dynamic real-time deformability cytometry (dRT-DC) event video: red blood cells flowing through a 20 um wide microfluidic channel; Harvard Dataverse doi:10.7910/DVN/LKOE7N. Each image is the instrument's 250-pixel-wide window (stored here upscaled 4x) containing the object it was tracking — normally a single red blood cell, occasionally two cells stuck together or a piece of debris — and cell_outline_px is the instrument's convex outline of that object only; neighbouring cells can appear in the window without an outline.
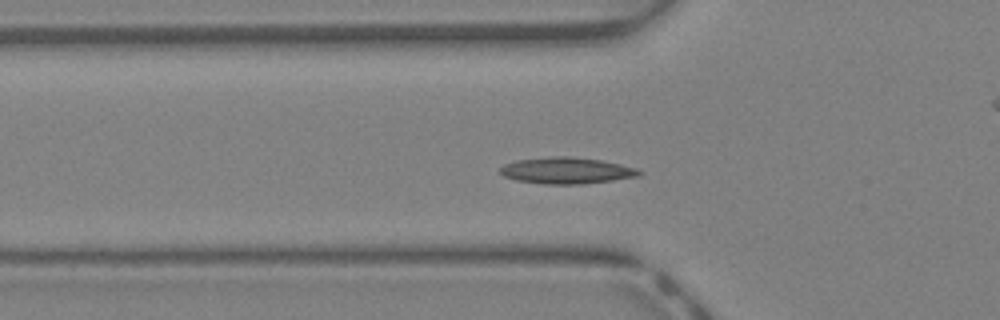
{"species": "Egyptian fruit bat (a non-hibernating species)", "species_latin": "Rousettus aegyptiacus", "temperature_condition": "warm", "stored_images_in_passage": 40, "camera_frame_rate_fps": 3000, "um_per_image_px": 0.085, "animal": {"sex": "female"}, "frame": {"image": 1, "passage_image": 11, "time_ms": 3.333, "image_size_px": [1000, 320], "cell_outline_px": [[644, 172], [640, 176], [584, 184], [544, 184], [516, 180], [504, 176], [500, 172], [500, 168], [504, 164], [516, 160], [556, 156], [568, 156], [600, 160], [620, 164], [636, 168]], "centroid_in_image_um": [48.17, 14.5], "position_along_channel_um": 77.6, "area_um2": 21.33}}
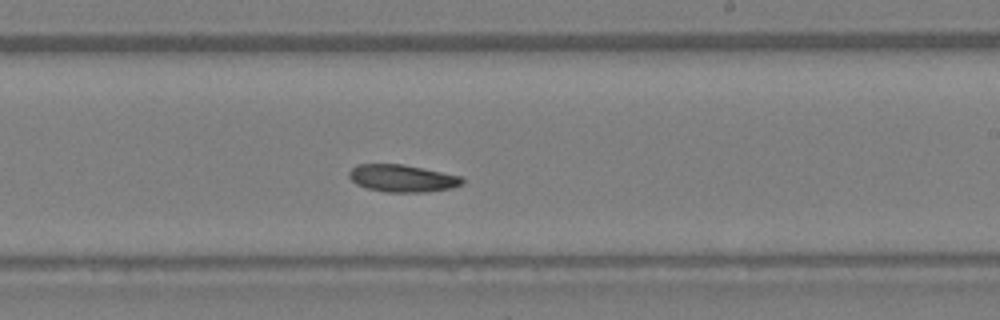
{"frame": {"image": 2, "passage_image": 22, "time_ms": 7.0, "image_size_px": [1000, 320], "cell_outline_px": [[464, 184], [452, 188], [424, 192], [388, 192], [368, 188], [356, 184], [348, 176], [348, 172], [356, 164], [404, 164], [464, 176]], "centroid_in_image_um": [34.24, 15.14], "position_along_channel_um": 254.8, "area_um2": 18.21}}
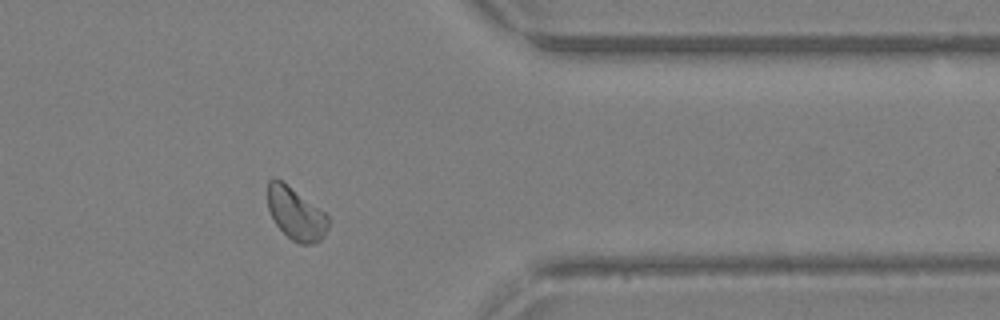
{"frame": {"image": 3, "passage_image": 31, "time_ms": 10.0, "image_size_px": [1000, 320], "cell_outline_px": [[332, 220], [328, 228], [320, 240], [312, 244], [300, 244], [292, 240], [276, 224], [268, 208], [268, 180], [272, 176], [276, 176], [324, 212]], "centroid_in_image_um": [25.15, 18.15], "position_along_channel_um": 386.2, "area_um2": 18.44}}